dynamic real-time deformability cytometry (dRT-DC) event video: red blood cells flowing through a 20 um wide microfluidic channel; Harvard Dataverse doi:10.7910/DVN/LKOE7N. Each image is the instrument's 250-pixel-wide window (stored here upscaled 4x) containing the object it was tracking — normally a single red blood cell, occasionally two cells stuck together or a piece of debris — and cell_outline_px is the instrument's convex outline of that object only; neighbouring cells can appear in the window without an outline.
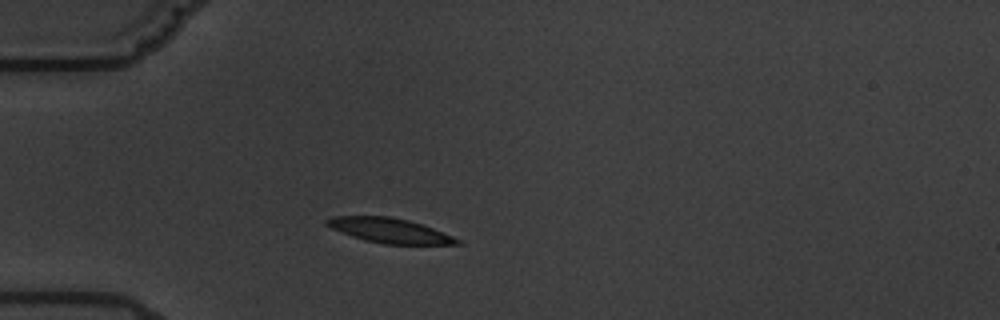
{"species": "common noctule bat (a hibernating species)", "species_latin": "Nyctalus noctula", "temperature_condition": "warm", "stored_images_in_passage": 9, "camera_frame_rate_fps": 3000, "um_per_image_px": 0.085, "animal": {"sex": "male", "body_mass_g": 19.5, "forearm_length_mm": 54.6}, "frame": {"image": 1, "passage_image": 3, "time_ms": 2.333, "image_size_px": [1000, 320], "cell_outline_px": [[460, 244], [384, 244], [364, 240], [340, 232], [324, 224], [324, 220], [332, 216], [388, 216], [408, 220], [432, 228], [452, 236], [460, 240]], "centroid_in_image_um": [33.05, 19.59], "position_along_channel_um": 52.0, "area_um2": 18.61}}
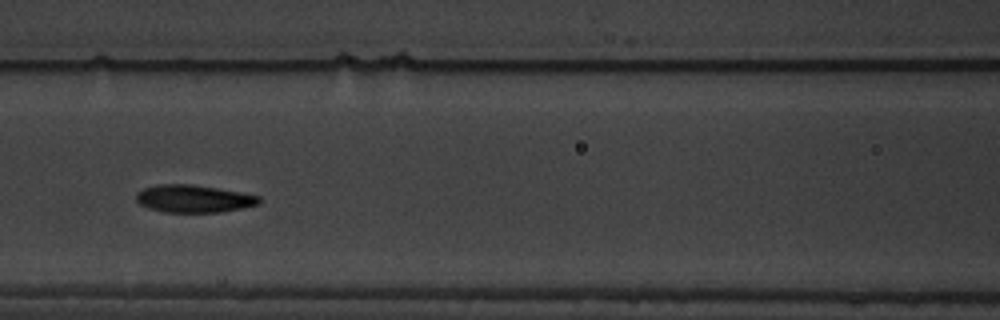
{"frame": {"image": 2, "passage_image": 6, "time_ms": 5.667, "image_size_px": [1000, 320], "cell_outline_px": [[260, 204], [244, 208], [220, 212], [164, 212], [148, 208], [140, 204], [136, 200], [136, 192], [144, 188], [156, 184], [192, 184], [240, 192], [260, 196]], "centroid_in_image_um": [16.45, 16.89], "position_along_channel_um": 150.1, "area_um2": 19.83}}